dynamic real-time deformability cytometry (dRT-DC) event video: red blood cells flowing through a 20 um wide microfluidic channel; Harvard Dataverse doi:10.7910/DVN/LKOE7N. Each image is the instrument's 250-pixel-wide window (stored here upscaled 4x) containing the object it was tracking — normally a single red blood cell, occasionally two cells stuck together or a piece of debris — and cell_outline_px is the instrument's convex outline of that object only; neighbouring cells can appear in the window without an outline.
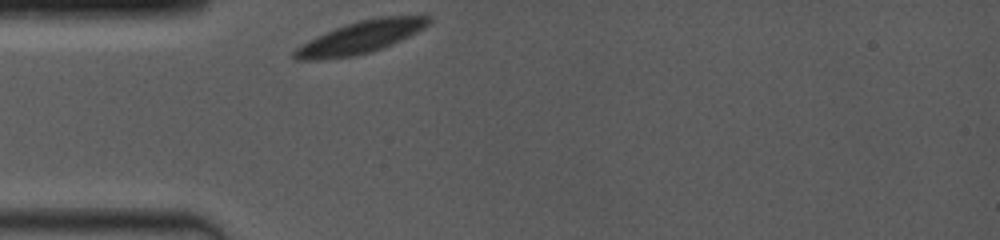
{"species": "common noctule bat (a hibernating species)", "species_latin": "Nyctalus noctula", "temperature_condition": "room temperature", "stored_images_in_passage": 5, "camera_frame_rate_fps": 4000, "um_per_image_px": 0.085, "animal": {"sex": "female", "body_mass_g": 19.0, "forearm_length_mm": 53.3}, "frame": {"image": 1, "passage_image": 1, "time_ms": 0.0, "image_size_px": [1000, 240], "cell_outline_px": [[432, 20], [424, 28], [392, 44], [368, 52], [352, 56], [316, 60], [296, 60], [292, 56], [292, 52], [296, 48], [308, 40], [316, 36], [344, 24], [360, 20], [380, 16], [432, 16]], "centroid_in_image_um": [30.61, 3.16], "position_along_channel_um": 54.4, "area_um2": 25.03}}
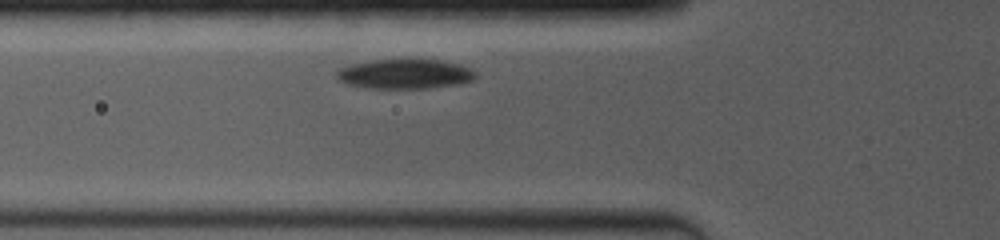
{"frame": {"image": 2, "passage_image": 3, "time_ms": 1.25, "image_size_px": [1000, 240], "cell_outline_px": [[480, 76], [472, 80], [460, 84], [428, 88], [364, 88], [348, 84], [336, 80], [336, 72], [340, 68], [352, 64], [372, 60], [444, 60], [460, 64], [472, 68]], "centroid_in_image_um": [34.46, 6.29], "position_along_channel_um": 91.3, "area_um2": 24.28}}
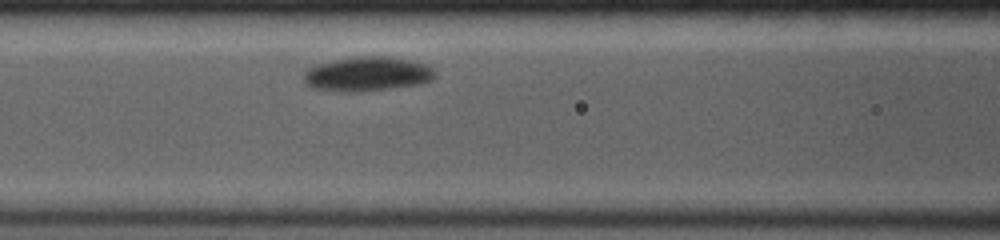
{"frame": {"image": 3, "passage_image": 5, "time_ms": 2.5, "image_size_px": [1000, 240], "cell_outline_px": [[436, 76], [432, 80], [416, 84], [360, 92], [348, 92], [312, 88], [304, 80], [304, 72], [308, 68], [316, 64], [332, 60], [360, 56], [384, 56], [408, 60], [424, 64], [432, 68], [436, 72]], "centroid_in_image_um": [31.19, 6.28], "position_along_channel_um": 135.4, "area_um2": 26.07}}